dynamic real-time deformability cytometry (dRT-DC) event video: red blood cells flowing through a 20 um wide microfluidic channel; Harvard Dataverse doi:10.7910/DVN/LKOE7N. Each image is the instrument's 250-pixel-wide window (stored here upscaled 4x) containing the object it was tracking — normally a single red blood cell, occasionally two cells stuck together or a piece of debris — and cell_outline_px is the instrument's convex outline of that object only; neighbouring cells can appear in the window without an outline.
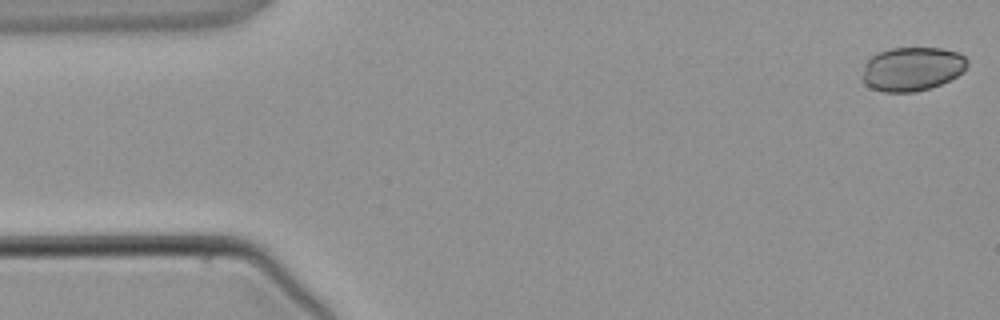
{"species": "common noctule bat (a hibernating species)", "species_latin": "Nyctalus noctula", "temperature_condition": "warm", "stored_images_in_passage": 3, "camera_frame_rate_fps": 3000, "um_per_image_px": 0.085, "animal": {"sex": "male", "body_mass_g": 21.5, "forearm_length_mm": 52.0}, "frame": {"image": 1, "passage_image": 1, "time_ms": 0.0, "image_size_px": [1000, 320], "cell_outline_px": [[968, 64], [964, 72], [940, 84], [916, 92], [884, 92], [872, 88], [864, 84], [864, 64], [872, 56], [880, 52], [892, 48], [940, 48], [960, 52], [968, 60]], "centroid_in_image_um": [77.56, 5.85], "position_along_channel_um": 7.4, "area_um2": 26.76}}